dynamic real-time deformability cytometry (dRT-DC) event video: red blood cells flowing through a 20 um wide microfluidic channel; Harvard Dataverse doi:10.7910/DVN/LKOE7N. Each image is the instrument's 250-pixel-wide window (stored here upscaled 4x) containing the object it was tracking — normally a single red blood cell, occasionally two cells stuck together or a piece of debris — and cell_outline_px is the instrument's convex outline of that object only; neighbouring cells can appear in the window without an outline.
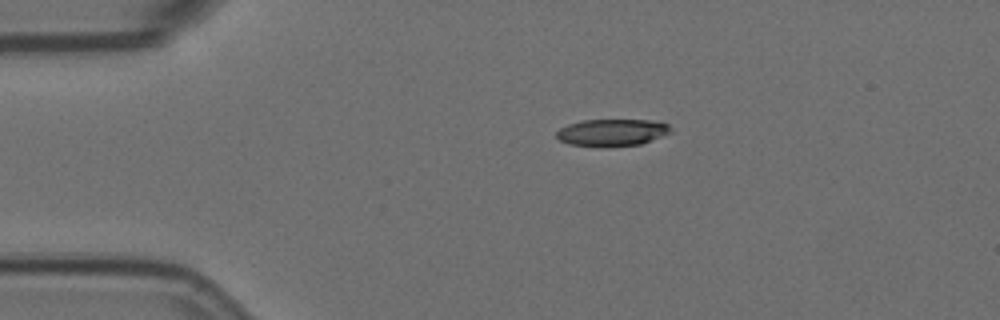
{"species": "Egyptian fruit bat (a non-hibernating species)", "species_latin": "Rousettus aegyptiacus", "temperature_condition": "room temperature", "stored_images_in_passage": 3, "camera_frame_rate_fps": 3000, "um_per_image_px": 0.085, "animal": {"sex": "female"}, "frame": {"image": 1, "passage_image": 3, "time_ms": 0.667, "image_size_px": [1000, 320], "cell_outline_px": [[672, 132], [640, 144], [600, 148], [568, 144], [560, 140], [556, 136], [556, 132], [560, 128], [568, 124], [580, 120], [652, 120], [668, 124], [672, 128]], "centroid_in_image_um": [52.0, 11.27], "position_along_channel_um": 33.0, "area_um2": 18.26}}